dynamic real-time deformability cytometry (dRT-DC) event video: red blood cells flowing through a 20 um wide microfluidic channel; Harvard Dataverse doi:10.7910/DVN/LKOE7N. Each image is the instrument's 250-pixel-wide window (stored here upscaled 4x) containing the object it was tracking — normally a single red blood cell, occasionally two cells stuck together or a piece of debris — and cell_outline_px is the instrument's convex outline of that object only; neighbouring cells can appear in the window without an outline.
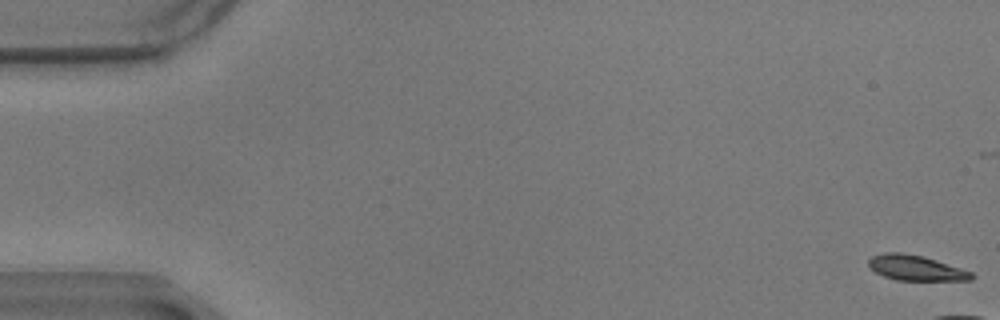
{"species": "common noctule bat (a hibernating species)", "species_latin": "Nyctalus noctula", "temperature_condition": "warm", "stored_images_in_passage": 21, "camera_frame_rate_fps": 3000, "um_per_image_px": 0.085, "animal": {"sex": "male", "body_mass_g": 17.9}, "frame": {"image": 1, "passage_image": 1, "time_ms": 0.0, "image_size_px": [1000, 320], "cell_outline_px": [[976, 276], [972, 280], [896, 280], [884, 276], [876, 272], [868, 264], [868, 260], [872, 256], [884, 252], [900, 252], [924, 256], [972, 272]], "centroid_in_image_um": [77.85, 22.77], "position_along_channel_um": 7.1, "area_um2": 15.09}}
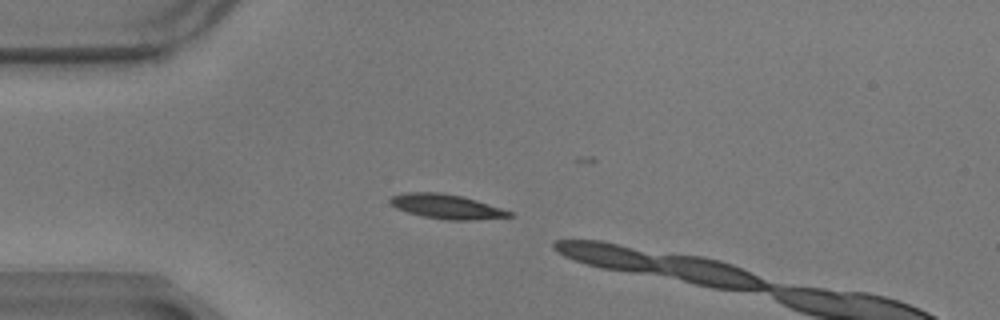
{"frame": {"image": 2, "passage_image": 16, "time_ms": 5.0, "image_size_px": [1000, 320], "cell_outline_px": [[512, 216], [472, 220], [444, 220], [424, 216], [408, 212], [396, 208], [388, 200], [392, 196], [404, 192], [440, 192], [460, 196], [476, 200], [512, 212]], "centroid_in_image_um": [37.91, 17.55], "position_along_channel_um": 47.1, "area_um2": 16.76}}